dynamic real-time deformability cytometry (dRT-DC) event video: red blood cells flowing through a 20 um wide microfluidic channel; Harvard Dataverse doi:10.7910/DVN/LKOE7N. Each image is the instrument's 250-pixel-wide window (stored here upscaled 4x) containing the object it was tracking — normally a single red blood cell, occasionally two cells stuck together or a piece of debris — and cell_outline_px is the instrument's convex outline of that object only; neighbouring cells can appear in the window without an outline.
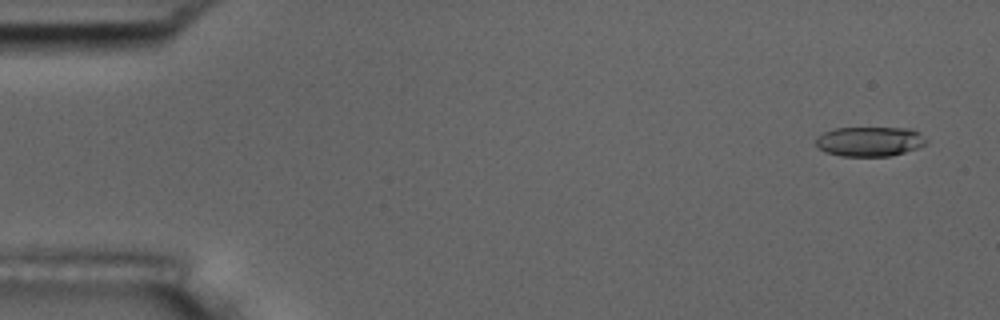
{"species": "common noctule bat (a hibernating species)", "species_latin": "Nyctalus noctula", "temperature_condition": "room temperature", "stored_images_in_passage": 55, "camera_frame_rate_fps": 3000, "um_per_image_px": 0.085, "animal": {"sex": "male", "body_mass_g": 17.5, "forearm_length_mm": 52.3}, "frame": {"image": 1, "passage_image": 3, "time_ms": 0.667, "image_size_px": [1000, 320], "cell_outline_px": [[928, 140], [924, 144], [916, 148], [904, 152], [888, 156], [840, 156], [824, 152], [816, 144], [816, 140], [824, 132], [836, 128], [912, 128], [920, 132]], "centroid_in_image_um": [73.94, 12.02], "position_along_channel_um": 11.1, "area_um2": 19.02}}
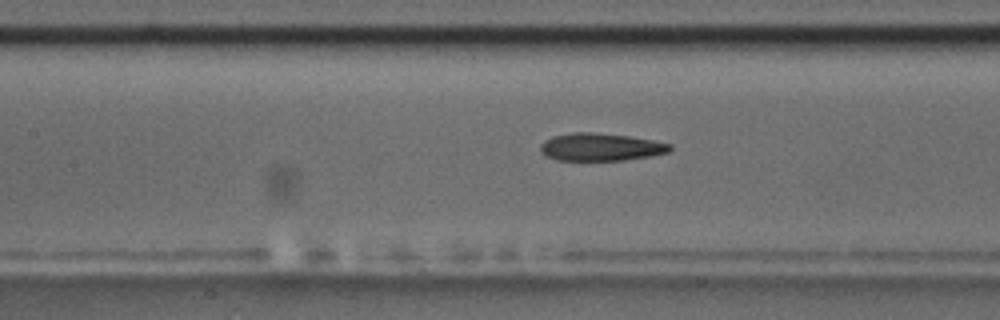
{"frame": {"image": 2, "passage_image": 25, "time_ms": 8.0, "image_size_px": [1000, 320], "cell_outline_px": [[672, 148], [668, 152], [652, 156], [624, 160], [556, 160], [544, 156], [540, 152], [540, 144], [544, 140], [552, 136], [572, 132], [592, 132], [628, 136], [652, 140], [672, 144]], "centroid_in_image_um": [51.02, 12.5], "position_along_channel_um": 156.4, "area_um2": 21.04}}
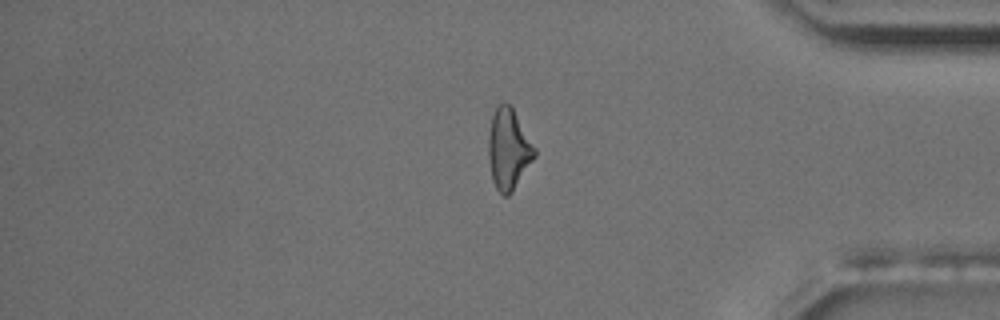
{"frame": {"image": 3, "passage_image": 46, "time_ms": 15.0, "image_size_px": [1000, 320], "cell_outline_px": [[536, 156], [512, 192], [508, 196], [504, 196], [496, 188], [492, 180], [488, 156], [488, 136], [492, 116], [496, 108], [500, 104], [508, 104], [512, 108], [536, 148]], "centroid_in_image_um": [43.22, 12.71], "position_along_channel_um": 392.0, "area_um2": 21.5}, "authors_computed_cell_mechanics": {"area_um2": 21.0392, "velocity_mm_per_s": 3.7068, "shape_relaxation_time_tau1_ms": 4.6846, "shape_relaxation_time_tau2_ms": 3.0328, "deformation_change_tau1": 0.1614, "deformation_change_tau2": 0.1358}}